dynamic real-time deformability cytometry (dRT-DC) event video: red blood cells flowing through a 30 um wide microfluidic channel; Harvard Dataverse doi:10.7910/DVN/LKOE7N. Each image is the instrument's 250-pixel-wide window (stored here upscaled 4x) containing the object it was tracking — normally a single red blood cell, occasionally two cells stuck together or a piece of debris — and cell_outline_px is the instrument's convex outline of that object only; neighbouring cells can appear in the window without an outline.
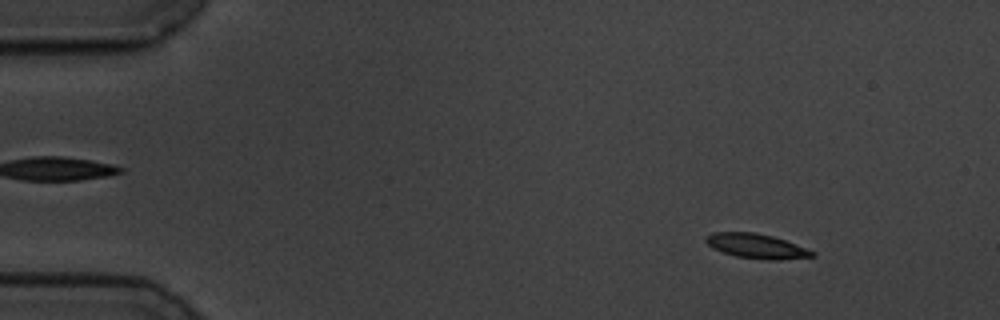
{"species": "common noctule bat (a hibernating species)", "species_latin": "Nyctalus noctula", "temperature_condition": "cold", "stored_images_in_passage": 58, "camera_frame_rate_fps": 3000, "um_per_image_px": 0.085, "animal": {"sex": "male", "body_mass_g": 19.5, "forearm_length_mm": 54.6}, "frame": {"image": 1, "passage_image": 7, "time_ms": 2.0, "image_size_px": [1000, 320], "cell_outline_px": [[816, 256], [776, 260], [764, 260], [736, 256], [712, 248], [704, 240], [704, 236], [712, 232], [756, 232], [772, 236], [784, 240], [816, 252]], "centroid_in_image_um": [64.27, 20.91], "position_along_channel_um": 20.7, "area_um2": 15.26}}
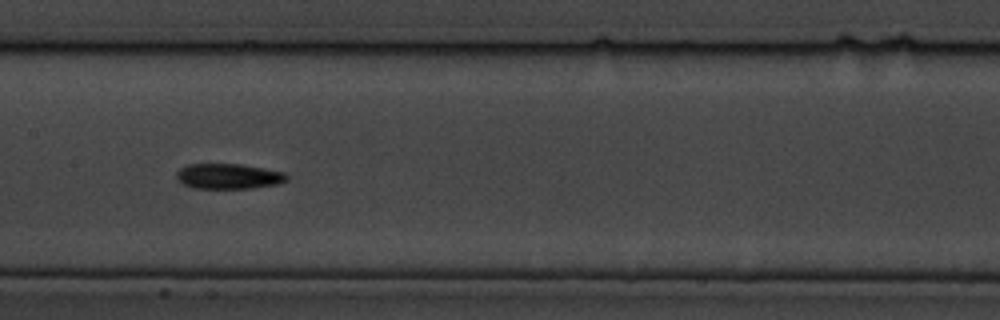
{"frame": {"image": 2, "passage_image": 29, "time_ms": 9.333, "image_size_px": [1000, 320], "cell_outline_px": [[288, 180], [280, 184], [252, 188], [192, 188], [176, 180], [176, 172], [180, 168], [188, 164], [240, 164], [264, 168], [284, 172], [288, 176]], "centroid_in_image_um": [19.43, 14.98], "position_along_channel_um": 188.0, "area_um2": 16.42}}
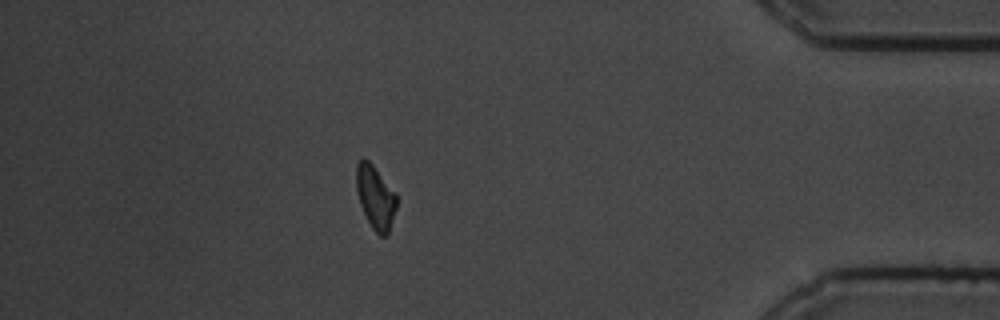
{"frame": {"image": 3, "passage_image": 51, "time_ms": 16.667, "image_size_px": [1000, 320], "cell_outline_px": [[396, 208], [388, 232], [384, 236], [380, 236], [372, 228], [360, 204], [356, 192], [356, 164], [360, 160], [368, 160], [372, 164], [396, 192]], "centroid_in_image_um": [31.9, 16.74], "position_along_channel_um": 403.3, "area_um2": 14.68}, "authors_computed_cell_mechanics": {"area_um2": 15.2881, "velocity_mm_per_s": 3.4815, "shape_relaxation_time_tau1_ms": 2.4066, "shape_relaxation_time_tau2_ms": 8.2523, "deformation_change_tau1": 0.1323, "deformation_change_tau2": 0.1295}}